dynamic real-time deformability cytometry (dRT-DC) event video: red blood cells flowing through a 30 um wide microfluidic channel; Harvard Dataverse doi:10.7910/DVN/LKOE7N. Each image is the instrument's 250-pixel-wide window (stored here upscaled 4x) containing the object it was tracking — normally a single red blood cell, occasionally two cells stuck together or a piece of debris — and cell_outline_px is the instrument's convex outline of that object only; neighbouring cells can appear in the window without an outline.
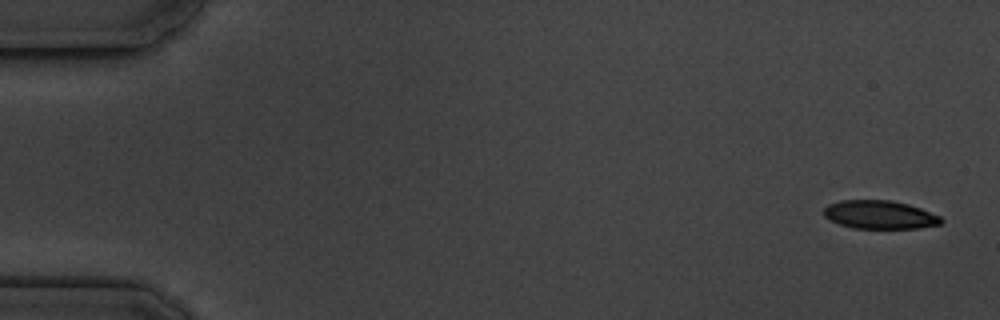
{"species": "common noctule bat (a hibernating species)", "species_latin": "Nyctalus noctula", "temperature_condition": "cold", "stored_images_in_passage": 5, "camera_frame_rate_fps": 3000, "um_per_image_px": 0.085, "animal": {"sex": "male", "body_mass_g": 19.5, "forearm_length_mm": 54.6}, "frame": {"image": 1, "passage_image": 1, "time_ms": 0.0, "image_size_px": [1000, 320], "cell_outline_px": [[944, 220], [940, 224], [920, 228], [852, 228], [840, 224], [824, 216], [824, 208], [828, 204], [840, 200], [892, 200], [908, 204], [920, 208], [940, 216]], "centroid_in_image_um": [74.78, 18.24], "position_along_channel_um": 10.2, "area_um2": 19.36}}
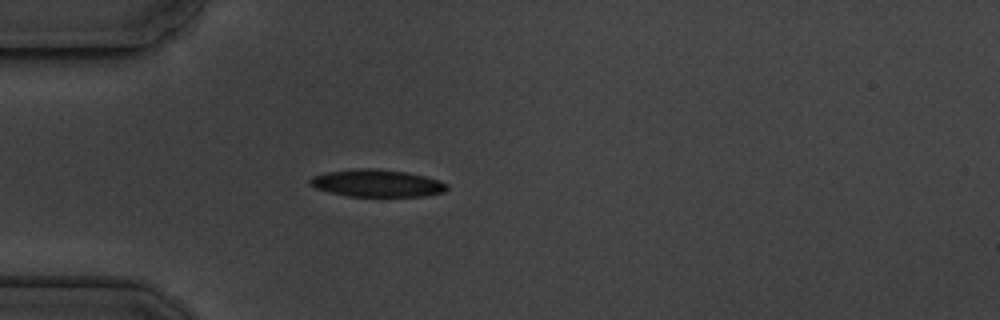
{"frame": {"image": 2, "passage_image": 5, "time_ms": 4.667, "image_size_px": [1000, 320], "cell_outline_px": [[448, 188], [444, 192], [424, 196], [348, 196], [328, 192], [316, 188], [308, 184], [308, 180], [312, 176], [324, 172], [364, 168], [368, 168], [404, 172], [424, 176], [440, 180], [448, 184]], "centroid_in_image_um": [32.01, 15.58], "position_along_channel_um": 53.0, "area_um2": 21.73}}